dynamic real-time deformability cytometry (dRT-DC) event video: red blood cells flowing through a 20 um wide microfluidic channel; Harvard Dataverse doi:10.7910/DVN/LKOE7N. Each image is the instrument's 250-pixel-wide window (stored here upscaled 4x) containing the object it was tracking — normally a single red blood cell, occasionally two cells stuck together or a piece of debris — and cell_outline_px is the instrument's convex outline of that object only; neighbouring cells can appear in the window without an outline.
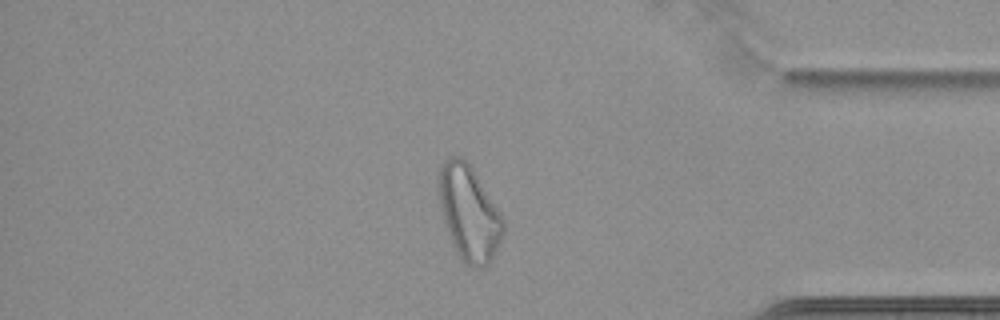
{"species": "common noctule bat (a hibernating species)", "species_latin": "Nyctalus noctula", "temperature_condition": "cold", "stored_images_in_passage": 66, "camera_frame_rate_fps": 3000, "um_per_image_px": 0.085, "animal": {"sex": "female", "body_mass_g": 22.7, "forearm_length_mm": 54.2}, "frame": {"image": 1, "passage_image": 57, "time_ms": 18.667, "image_size_px": [1000, 320], "cell_outline_px": [[504, 232], [488, 264], [484, 268], [472, 268], [464, 264], [460, 260], [452, 244], [444, 224], [436, 184], [440, 168], [444, 160], [448, 156], [460, 156], [468, 160], [500, 212], [504, 220]], "centroid_in_image_um": [39.83, 18.08], "position_along_channel_um": 395.4, "area_um2": 36.13}}